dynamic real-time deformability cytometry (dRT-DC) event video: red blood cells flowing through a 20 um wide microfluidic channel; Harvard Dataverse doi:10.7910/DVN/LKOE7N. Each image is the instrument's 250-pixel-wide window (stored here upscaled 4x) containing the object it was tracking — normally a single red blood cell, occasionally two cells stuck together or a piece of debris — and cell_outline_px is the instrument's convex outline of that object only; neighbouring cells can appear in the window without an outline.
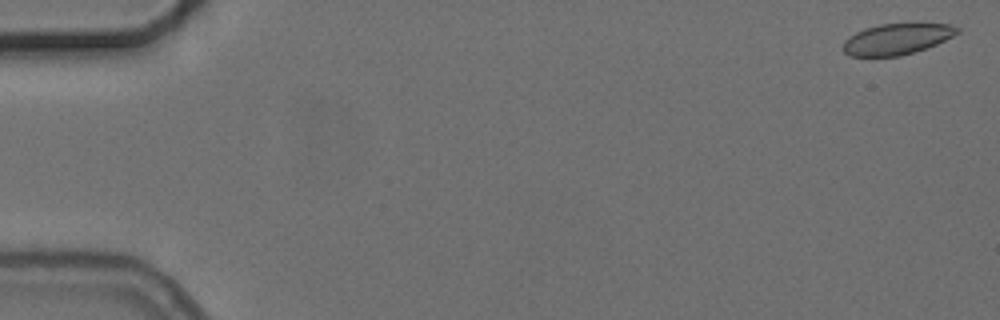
{"species": "common noctule bat (a hibernating species)", "species_latin": "Nyctalus noctula", "temperature_condition": "cold", "stored_images_in_passage": 9, "camera_frame_rate_fps": 3000, "um_per_image_px": 0.085, "animal": {"sex": "female", "body_mass_g": 24.6, "forearm_length_mm": 56.2}, "frame": {"image": 1, "passage_image": 2, "time_ms": 0.333, "image_size_px": [1000, 320], "cell_outline_px": [[960, 32], [936, 44], [900, 56], [852, 56], [844, 52], [844, 40], [848, 36], [864, 28], [880, 24], [948, 24], [960, 28]], "centroid_in_image_um": [76.2, 3.31], "position_along_channel_um": 8.8, "area_um2": 20.29}}